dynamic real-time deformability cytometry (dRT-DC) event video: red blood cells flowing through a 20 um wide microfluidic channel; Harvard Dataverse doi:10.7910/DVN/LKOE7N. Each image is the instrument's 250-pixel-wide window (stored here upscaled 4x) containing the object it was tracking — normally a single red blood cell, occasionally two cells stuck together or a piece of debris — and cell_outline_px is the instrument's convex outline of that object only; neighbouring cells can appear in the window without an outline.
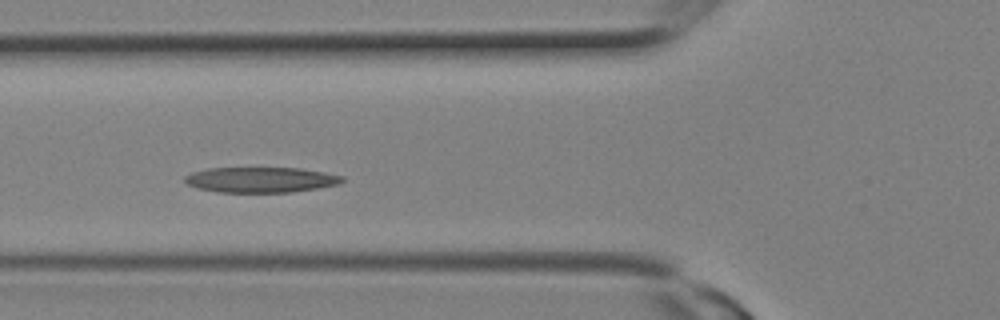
{"species": "Egyptian fruit bat (a non-hibernating species)", "species_latin": "Rousettus aegyptiacus", "temperature_condition": "room temperature", "stored_images_in_passage": 23, "segment_of_instrument_passage": [1, 2], "camera_frame_rate_fps": 3000, "um_per_image_px": 0.085, "animal": {"sex": "female"}, "frame": {"image": 1, "passage_image": 7, "time_ms": 2.0, "image_size_px": [1000, 320], "cell_outline_px": [[344, 180], [336, 184], [316, 188], [292, 192], [216, 192], [200, 188], [188, 184], [184, 180], [184, 176], [192, 172], [208, 168], [300, 168], [324, 172], [344, 176]], "centroid_in_image_um": [22.15, 15.27], "position_along_channel_um": 103.7, "area_um2": 23.12}}
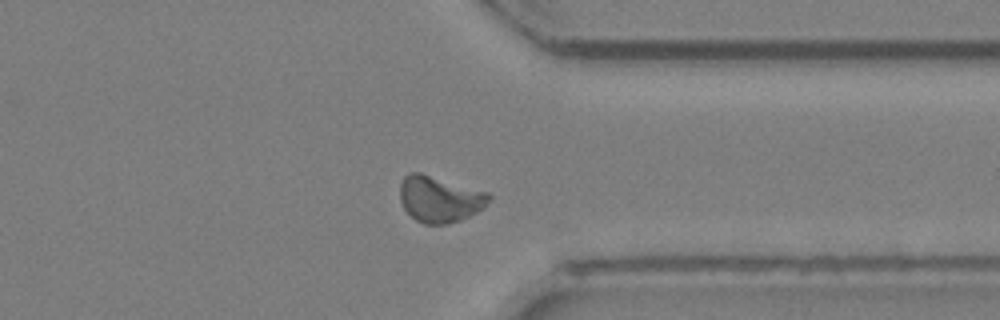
{"frame": {"image": 2, "passage_image": 17, "time_ms": 5.333, "image_size_px": [1000, 320], "cell_outline_px": [[492, 196], [484, 208], [460, 220], [448, 224], [424, 224], [416, 220], [404, 208], [400, 200], [400, 184], [404, 176], [408, 172], [420, 172], [488, 192]], "centroid_in_image_um": [37.36, 16.91], "position_along_channel_um": 374.0, "area_um2": 23.99}}
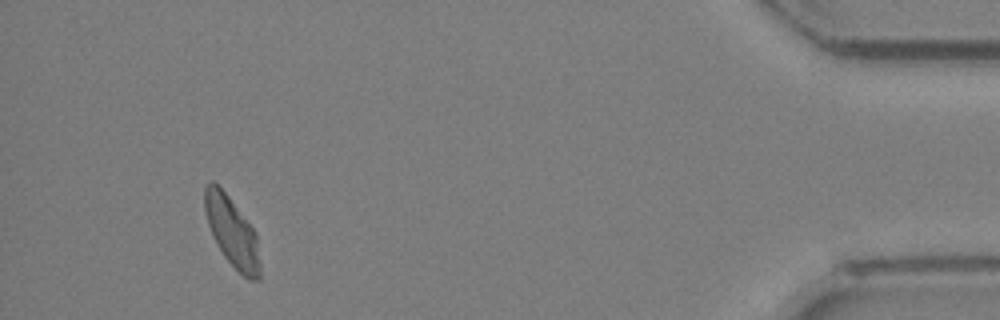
{"frame": {"image": 3, "passage_image": 21, "time_ms": 6.667, "image_size_px": [1000, 320], "cell_outline_px": [[260, 280], [248, 280], [224, 256], [208, 224], [204, 208], [204, 184], [208, 180], [212, 180], [228, 196], [256, 232], [260, 264]], "centroid_in_image_um": [19.72, 19.69], "position_along_channel_um": 415.5, "area_um2": 22.08}}